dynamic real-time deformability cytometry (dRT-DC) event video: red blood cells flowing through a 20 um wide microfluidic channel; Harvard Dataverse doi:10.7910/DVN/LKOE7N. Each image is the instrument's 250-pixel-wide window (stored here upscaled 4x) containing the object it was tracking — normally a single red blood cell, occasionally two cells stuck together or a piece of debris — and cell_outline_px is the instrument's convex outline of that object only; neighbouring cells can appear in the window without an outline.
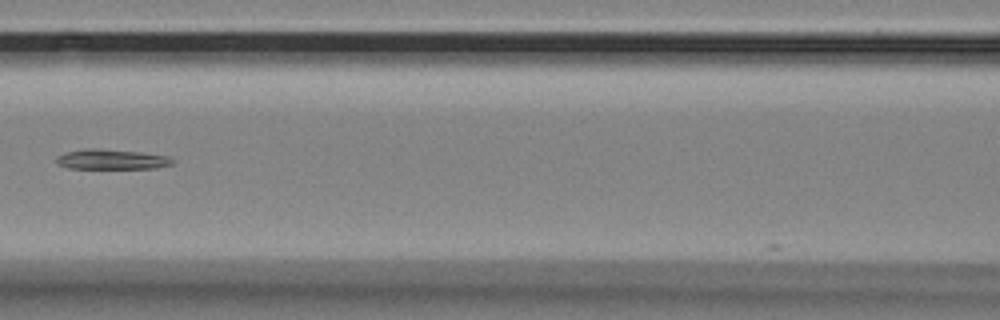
{"species": "Egyptian fruit bat (a non-hibernating species)", "species_latin": "Rousettus aegyptiacus", "temperature_condition": "room temperature", "stored_images_in_passage": 8, "camera_frame_rate_fps": 3000, "um_per_image_px": 0.085, "animal": {"sex": "female"}, "frame": {"image": 1, "passage_image": 6, "time_ms": 1.667, "image_size_px": [1000, 320], "cell_outline_px": [[172, 164], [156, 168], [68, 168], [60, 164], [56, 160], [56, 156], [68, 152], [88, 148], [100, 148], [136, 152], [168, 156], [172, 160]], "centroid_in_image_um": [9.47, 13.54], "position_along_channel_um": 157.1, "area_um2": 13.24}}
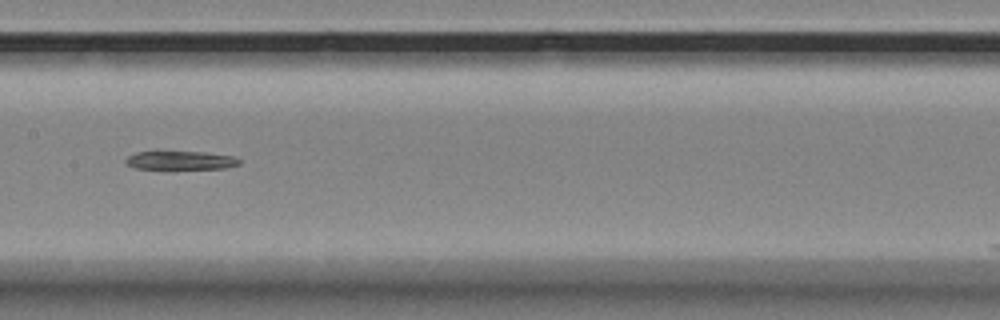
{"frame": {"image": 2, "passage_image": 7, "time_ms": 2.0, "image_size_px": [1000, 320], "cell_outline_px": [[240, 164], [224, 168], [136, 168], [128, 164], [124, 160], [128, 156], [136, 152], [156, 148], [204, 152], [232, 156], [240, 160]], "centroid_in_image_um": [15.25, 13.56], "position_along_channel_um": 192.1, "area_um2": 12.83}}
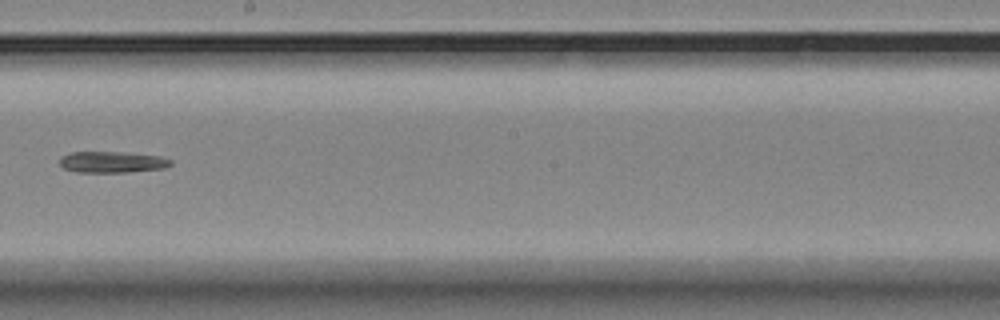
{"frame": {"image": 3, "passage_image": 8, "time_ms": 2.333, "image_size_px": [1000, 320], "cell_outline_px": [[172, 164], [164, 168], [128, 172], [76, 172], [64, 168], [60, 164], [60, 156], [72, 152], [120, 152], [156, 156], [172, 160]], "centroid_in_image_um": [9.49, 13.78], "position_along_channel_um": 238.7, "area_um2": 13.58}}